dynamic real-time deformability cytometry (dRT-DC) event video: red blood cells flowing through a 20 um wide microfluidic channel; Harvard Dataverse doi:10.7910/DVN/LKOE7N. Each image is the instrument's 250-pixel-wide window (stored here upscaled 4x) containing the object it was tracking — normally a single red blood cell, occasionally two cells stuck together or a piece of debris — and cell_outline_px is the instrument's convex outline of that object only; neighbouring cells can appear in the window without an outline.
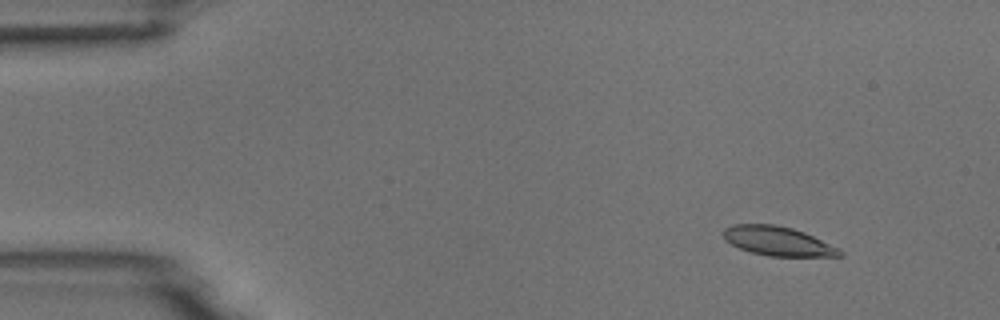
{"species": "common noctule bat (a hibernating species)", "species_latin": "Nyctalus noctula", "temperature_condition": "room temperature", "stored_images_in_passage": 55, "camera_frame_rate_fps": 3000, "um_per_image_px": 0.085, "animal": {"sex": "male", "body_mass_g": 18.8}, "frame": {"image": 1, "passage_image": 6, "time_ms": 1.667, "image_size_px": [1000, 320], "cell_outline_px": [[844, 256], [768, 256], [752, 252], [740, 248], [724, 240], [720, 232], [724, 228], [732, 224], [772, 224], [792, 228], [804, 232], [840, 248], [844, 252]], "centroid_in_image_um": [66.1, 20.49], "position_along_channel_um": 18.9, "area_um2": 19.94}}
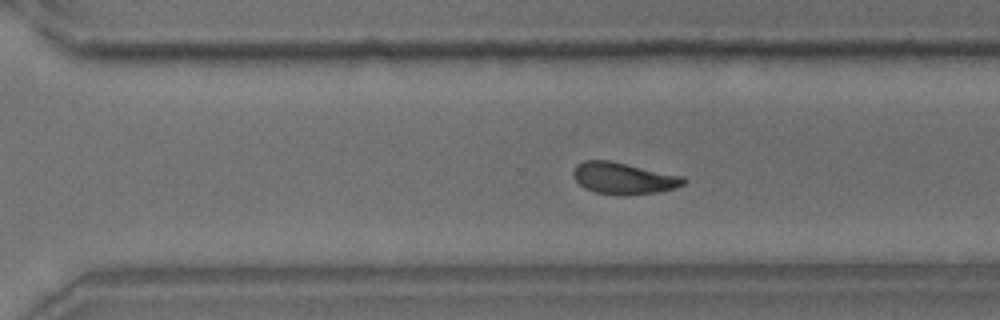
{"frame": {"image": 2, "passage_image": 38, "time_ms": 12.333, "image_size_px": [1000, 320], "cell_outline_px": [[688, 180], [684, 184], [676, 188], [660, 192], [624, 196], [596, 192], [584, 188], [572, 176], [572, 172], [576, 164], [584, 160], [612, 160], [684, 176]], "centroid_in_image_um": [53.03, 15.15], "position_along_channel_um": 317.6, "area_um2": 20.81}}
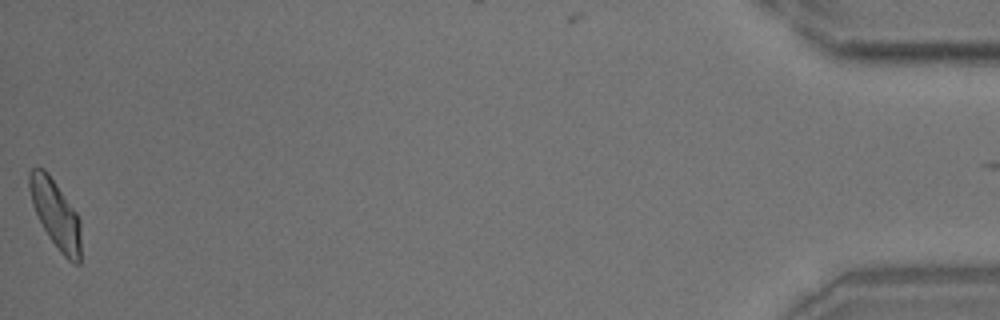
{"frame": {"image": 3, "passage_image": 55, "time_ms": 18.0, "image_size_px": [1000, 320], "cell_outline_px": [[80, 264], [72, 264], [60, 252], [48, 236], [32, 204], [28, 188], [28, 172], [32, 168], [44, 168], [48, 172], [76, 212], [80, 220]], "centroid_in_image_um": [4.72, 18.18], "position_along_channel_um": 430.5, "area_um2": 20.4}, "authors_computed_cell_mechanics": {"area_um2": 20.4034, "velocity_mm_per_s": 3.6829, "shape_relaxation_time_tau1_ms": 4.6819, "shape_relaxation_time_tau2_ms": 2.2663, "deformation_change_tau1": 0.1233, "deformation_change_tau2": 0.0799}}